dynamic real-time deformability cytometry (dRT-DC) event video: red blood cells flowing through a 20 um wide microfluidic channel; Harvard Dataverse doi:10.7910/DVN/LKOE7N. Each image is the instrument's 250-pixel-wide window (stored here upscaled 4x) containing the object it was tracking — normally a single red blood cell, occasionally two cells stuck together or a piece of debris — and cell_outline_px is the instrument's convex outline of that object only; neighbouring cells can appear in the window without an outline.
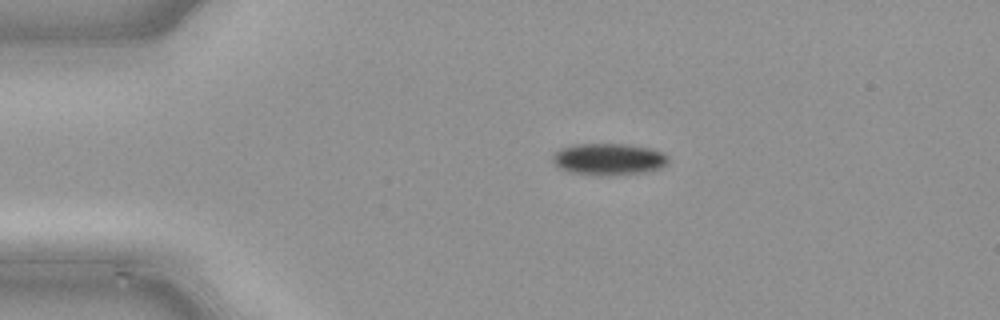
{"species": "common noctule bat (a hibernating species)", "species_latin": "Nyctalus noctula", "temperature_condition": "cold", "stored_images_in_passage": 39, "camera_frame_rate_fps": 3000, "um_per_image_px": 0.085, "animal": {"sex": "male", "body_mass_g": 21.5, "forearm_length_mm": 52.0}, "frame": {"image": 1, "passage_image": 1, "time_ms": 0.0, "image_size_px": [1000, 320], "cell_outline_px": [[668, 164], [660, 168], [644, 172], [592, 176], [568, 172], [560, 168], [552, 160], [552, 152], [560, 148], [572, 144], [628, 144], [652, 148], [664, 152], [668, 156]], "centroid_in_image_um": [51.72, 13.52], "position_along_channel_um": 33.3, "area_um2": 21.73}}
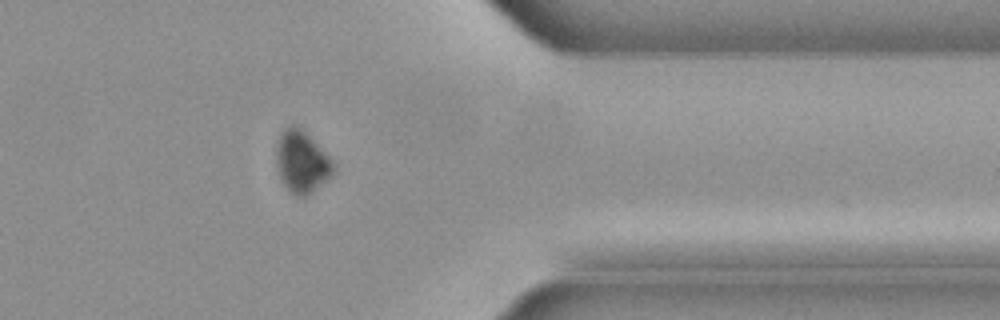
{"frame": {"image": 2, "passage_image": 30, "time_ms": 9.667, "image_size_px": [1000, 320], "cell_outline_px": [[336, 164], [332, 176], [312, 192], [304, 196], [296, 196], [284, 184], [280, 176], [276, 160], [276, 148], [280, 136], [284, 128], [288, 124], [296, 124]], "centroid_in_image_um": [25.65, 13.75], "position_along_channel_um": 385.7, "area_um2": 20.23}}
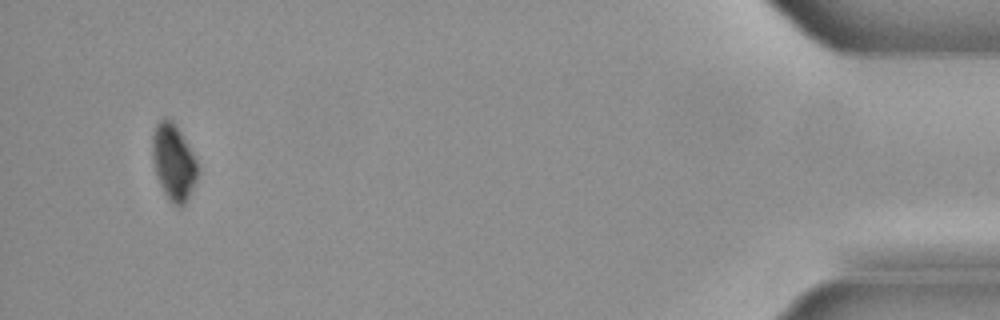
{"frame": {"image": 3, "passage_image": 37, "time_ms": 12.0, "image_size_px": [1000, 320], "cell_outline_px": [[196, 180], [184, 204], [180, 208], [176, 208], [168, 200], [160, 184], [156, 172], [152, 156], [152, 136], [156, 124], [164, 116], [172, 120], [196, 160]], "centroid_in_image_um": [14.71, 13.8], "position_along_channel_um": 420.5, "area_um2": 19.59}}